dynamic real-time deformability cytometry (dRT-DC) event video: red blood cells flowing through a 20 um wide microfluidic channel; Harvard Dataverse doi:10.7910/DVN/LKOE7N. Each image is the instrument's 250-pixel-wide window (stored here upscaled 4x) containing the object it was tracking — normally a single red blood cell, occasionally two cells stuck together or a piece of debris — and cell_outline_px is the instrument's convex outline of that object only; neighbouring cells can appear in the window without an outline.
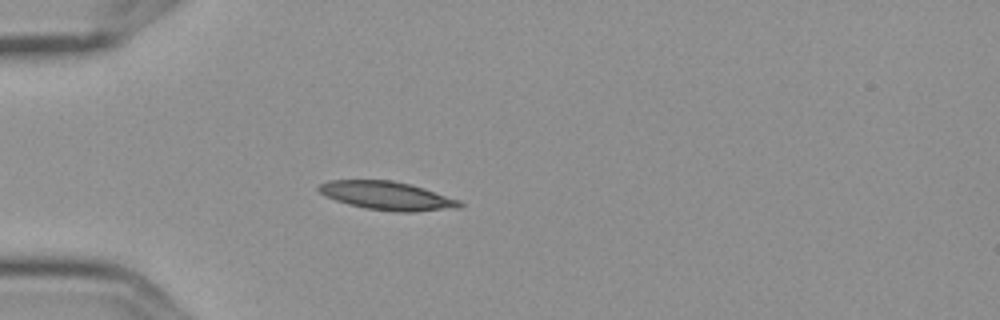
{"species": "Egyptian fruit bat (a non-hibernating species)", "species_latin": "Rousettus aegyptiacus", "temperature_condition": "cold", "stored_images_in_passage": 5, "camera_frame_rate_fps": 3000, "um_per_image_px": 0.085, "frame": {"image": 1, "passage_image": 4, "time_ms": 1.0, "image_size_px": [1000, 320], "cell_outline_px": [[464, 204], [460, 208], [412, 212], [396, 212], [364, 208], [348, 204], [336, 200], [320, 192], [316, 188], [320, 184], [328, 180], [392, 180], [412, 184], [460, 200]], "centroid_in_image_um": [32.94, 16.64], "position_along_channel_um": 52.1, "area_um2": 23.47}}